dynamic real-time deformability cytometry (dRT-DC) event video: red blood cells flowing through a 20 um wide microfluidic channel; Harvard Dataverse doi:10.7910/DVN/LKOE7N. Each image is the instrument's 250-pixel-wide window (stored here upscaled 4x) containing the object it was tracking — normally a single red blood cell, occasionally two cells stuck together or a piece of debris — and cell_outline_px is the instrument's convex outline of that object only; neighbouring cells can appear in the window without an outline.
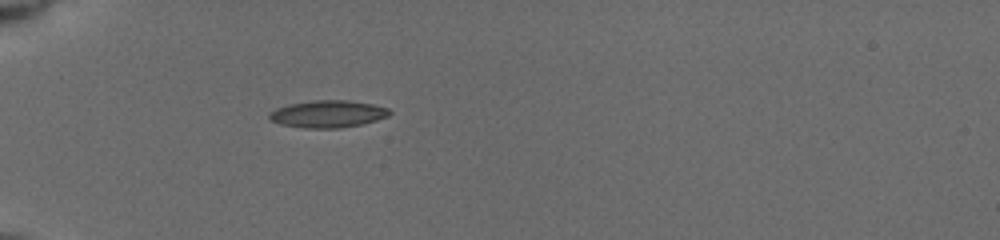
{"species": "common noctule bat (a hibernating species)", "species_latin": "Nyctalus noctula", "temperature_condition": "cold", "stored_images_in_passage": 60, "camera_frame_rate_fps": 3000, "um_per_image_px": 0.085, "animal": {"sex": "female", "body_mass_g": 19.5, "forearm_length_mm": 54.1}, "frame": {"image": 1, "passage_image": 17, "time_ms": 3.0, "image_size_px": [1000, 240], "cell_outline_px": [[392, 112], [388, 116], [376, 120], [360, 124], [340, 128], [304, 128], [280, 124], [268, 120], [268, 112], [276, 108], [288, 104], [312, 100], [348, 100], [372, 104], [388, 108]], "centroid_in_image_um": [27.81, 9.68], "position_along_channel_um": 57.2, "area_um2": 19.19}}
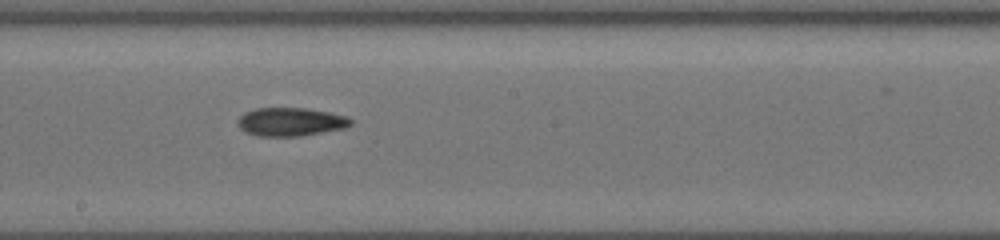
{"frame": {"image": 2, "passage_image": 37, "time_ms": 7.667, "image_size_px": [1000, 240], "cell_outline_px": [[352, 124], [344, 128], [300, 136], [256, 136], [244, 132], [236, 124], [236, 120], [244, 112], [256, 108], [308, 108], [348, 116], [352, 120]], "centroid_in_image_um": [24.66, 10.35], "position_along_channel_um": 223.5, "area_um2": 18.9}}
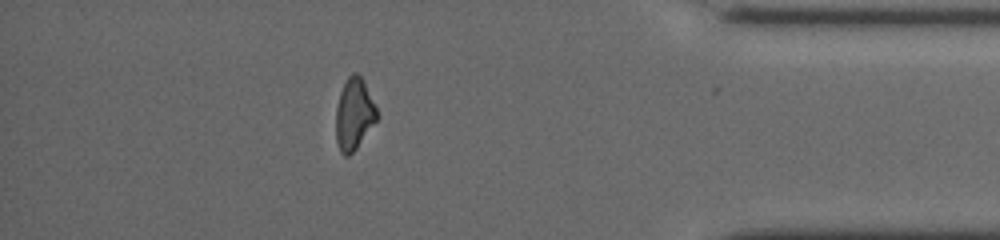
{"frame": {"image": 3, "passage_image": 55, "time_ms": 13.0, "image_size_px": [1000, 240], "cell_outline_px": [[376, 120], [356, 148], [348, 156], [344, 156], [340, 152], [336, 140], [336, 108], [340, 92], [348, 76], [352, 72], [356, 72], [360, 76], [376, 108]], "centroid_in_image_um": [30.05, 9.71], "position_along_channel_um": 405.1, "area_um2": 16.59}, "authors_computed_cell_mechanics": {"area_um2": 19.074, "velocity_mm_per_s": 3.9327, "shape_relaxation_time_tau1_ms": 6.1416, "shape_relaxation_time_tau2_ms": 4.8347, "deformation_change_tau1": 0.1088, "deformation_change_tau2": 0.1202}}